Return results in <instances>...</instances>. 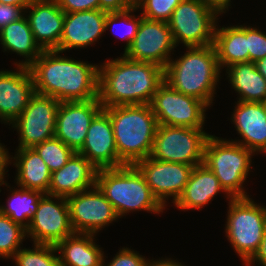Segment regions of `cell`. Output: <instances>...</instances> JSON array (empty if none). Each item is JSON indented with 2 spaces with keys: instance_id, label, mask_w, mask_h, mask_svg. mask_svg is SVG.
I'll return each mask as SVG.
<instances>
[{
  "instance_id": "obj_1",
  "label": "cell",
  "mask_w": 266,
  "mask_h": 266,
  "mask_svg": "<svg viewBox=\"0 0 266 266\" xmlns=\"http://www.w3.org/2000/svg\"><path fill=\"white\" fill-rule=\"evenodd\" d=\"M44 50L28 67L36 93L59 102L98 99L99 66Z\"/></svg>"
},
{
  "instance_id": "obj_2",
  "label": "cell",
  "mask_w": 266,
  "mask_h": 266,
  "mask_svg": "<svg viewBox=\"0 0 266 266\" xmlns=\"http://www.w3.org/2000/svg\"><path fill=\"white\" fill-rule=\"evenodd\" d=\"M164 82V68L126 56L99 67L98 100L103 107L150 104Z\"/></svg>"
},
{
  "instance_id": "obj_3",
  "label": "cell",
  "mask_w": 266,
  "mask_h": 266,
  "mask_svg": "<svg viewBox=\"0 0 266 266\" xmlns=\"http://www.w3.org/2000/svg\"><path fill=\"white\" fill-rule=\"evenodd\" d=\"M220 67L212 45L186 47L179 59H170L164 69V81L173 89L202 100L209 107L214 101Z\"/></svg>"
},
{
  "instance_id": "obj_4",
  "label": "cell",
  "mask_w": 266,
  "mask_h": 266,
  "mask_svg": "<svg viewBox=\"0 0 266 266\" xmlns=\"http://www.w3.org/2000/svg\"><path fill=\"white\" fill-rule=\"evenodd\" d=\"M109 115L119 160L134 165L151 155L156 129V116L149 104L103 107Z\"/></svg>"
},
{
  "instance_id": "obj_5",
  "label": "cell",
  "mask_w": 266,
  "mask_h": 266,
  "mask_svg": "<svg viewBox=\"0 0 266 266\" xmlns=\"http://www.w3.org/2000/svg\"><path fill=\"white\" fill-rule=\"evenodd\" d=\"M96 186L112 204L119 218L133 211L163 213L164 208L134 165L100 169Z\"/></svg>"
},
{
  "instance_id": "obj_6",
  "label": "cell",
  "mask_w": 266,
  "mask_h": 266,
  "mask_svg": "<svg viewBox=\"0 0 266 266\" xmlns=\"http://www.w3.org/2000/svg\"><path fill=\"white\" fill-rule=\"evenodd\" d=\"M254 155L238 143L211 135L205 145L203 164L232 198L249 197L243 184L252 169Z\"/></svg>"
},
{
  "instance_id": "obj_7",
  "label": "cell",
  "mask_w": 266,
  "mask_h": 266,
  "mask_svg": "<svg viewBox=\"0 0 266 266\" xmlns=\"http://www.w3.org/2000/svg\"><path fill=\"white\" fill-rule=\"evenodd\" d=\"M226 238L246 265L259 250L266 230V207L249 197L229 199Z\"/></svg>"
},
{
  "instance_id": "obj_8",
  "label": "cell",
  "mask_w": 266,
  "mask_h": 266,
  "mask_svg": "<svg viewBox=\"0 0 266 266\" xmlns=\"http://www.w3.org/2000/svg\"><path fill=\"white\" fill-rule=\"evenodd\" d=\"M220 13L205 0H183L167 22L176 46L201 47L214 43Z\"/></svg>"
},
{
  "instance_id": "obj_9",
  "label": "cell",
  "mask_w": 266,
  "mask_h": 266,
  "mask_svg": "<svg viewBox=\"0 0 266 266\" xmlns=\"http://www.w3.org/2000/svg\"><path fill=\"white\" fill-rule=\"evenodd\" d=\"M203 129L158 124L150 156L191 166L202 164L205 145L211 136Z\"/></svg>"
},
{
  "instance_id": "obj_10",
  "label": "cell",
  "mask_w": 266,
  "mask_h": 266,
  "mask_svg": "<svg viewBox=\"0 0 266 266\" xmlns=\"http://www.w3.org/2000/svg\"><path fill=\"white\" fill-rule=\"evenodd\" d=\"M152 113L159 125L203 128L209 106L202 100L173 89L165 81L150 102Z\"/></svg>"
},
{
  "instance_id": "obj_11",
  "label": "cell",
  "mask_w": 266,
  "mask_h": 266,
  "mask_svg": "<svg viewBox=\"0 0 266 266\" xmlns=\"http://www.w3.org/2000/svg\"><path fill=\"white\" fill-rule=\"evenodd\" d=\"M60 102L34 93L20 116L12 123L19 136L17 149L33 148L55 137V125Z\"/></svg>"
},
{
  "instance_id": "obj_12",
  "label": "cell",
  "mask_w": 266,
  "mask_h": 266,
  "mask_svg": "<svg viewBox=\"0 0 266 266\" xmlns=\"http://www.w3.org/2000/svg\"><path fill=\"white\" fill-rule=\"evenodd\" d=\"M26 233L33 244L50 245H56L74 234L67 198L45 194L39 201L38 209Z\"/></svg>"
},
{
  "instance_id": "obj_13",
  "label": "cell",
  "mask_w": 266,
  "mask_h": 266,
  "mask_svg": "<svg viewBox=\"0 0 266 266\" xmlns=\"http://www.w3.org/2000/svg\"><path fill=\"white\" fill-rule=\"evenodd\" d=\"M70 221L75 233L96 235L119 220L112 204L97 186L67 197Z\"/></svg>"
},
{
  "instance_id": "obj_14",
  "label": "cell",
  "mask_w": 266,
  "mask_h": 266,
  "mask_svg": "<svg viewBox=\"0 0 266 266\" xmlns=\"http://www.w3.org/2000/svg\"><path fill=\"white\" fill-rule=\"evenodd\" d=\"M134 166L143 175L154 197L165 208L166 199L174 204L189 181L194 166L159 161L151 156L137 161Z\"/></svg>"
},
{
  "instance_id": "obj_15",
  "label": "cell",
  "mask_w": 266,
  "mask_h": 266,
  "mask_svg": "<svg viewBox=\"0 0 266 266\" xmlns=\"http://www.w3.org/2000/svg\"><path fill=\"white\" fill-rule=\"evenodd\" d=\"M176 47L167 22L142 18L131 46L122 55L135 61L157 64L165 69Z\"/></svg>"
},
{
  "instance_id": "obj_16",
  "label": "cell",
  "mask_w": 266,
  "mask_h": 266,
  "mask_svg": "<svg viewBox=\"0 0 266 266\" xmlns=\"http://www.w3.org/2000/svg\"><path fill=\"white\" fill-rule=\"evenodd\" d=\"M103 109L98 99L60 102L55 125V137L78 153L94 117Z\"/></svg>"
},
{
  "instance_id": "obj_17",
  "label": "cell",
  "mask_w": 266,
  "mask_h": 266,
  "mask_svg": "<svg viewBox=\"0 0 266 266\" xmlns=\"http://www.w3.org/2000/svg\"><path fill=\"white\" fill-rule=\"evenodd\" d=\"M97 170L124 166L119 160L109 115L102 109L91 121L81 150Z\"/></svg>"
},
{
  "instance_id": "obj_18",
  "label": "cell",
  "mask_w": 266,
  "mask_h": 266,
  "mask_svg": "<svg viewBox=\"0 0 266 266\" xmlns=\"http://www.w3.org/2000/svg\"><path fill=\"white\" fill-rule=\"evenodd\" d=\"M17 71H0V121L12 124L35 93L31 72L17 65Z\"/></svg>"
},
{
  "instance_id": "obj_19",
  "label": "cell",
  "mask_w": 266,
  "mask_h": 266,
  "mask_svg": "<svg viewBox=\"0 0 266 266\" xmlns=\"http://www.w3.org/2000/svg\"><path fill=\"white\" fill-rule=\"evenodd\" d=\"M106 14L100 9L65 13L62 36L55 50L62 54L95 43L106 32Z\"/></svg>"
},
{
  "instance_id": "obj_20",
  "label": "cell",
  "mask_w": 266,
  "mask_h": 266,
  "mask_svg": "<svg viewBox=\"0 0 266 266\" xmlns=\"http://www.w3.org/2000/svg\"><path fill=\"white\" fill-rule=\"evenodd\" d=\"M27 12L25 16L35 41L43 50H55L60 43L65 17L57 0H32L24 13Z\"/></svg>"
},
{
  "instance_id": "obj_21",
  "label": "cell",
  "mask_w": 266,
  "mask_h": 266,
  "mask_svg": "<svg viewBox=\"0 0 266 266\" xmlns=\"http://www.w3.org/2000/svg\"><path fill=\"white\" fill-rule=\"evenodd\" d=\"M230 118L242 140H232L254 154L266 153V107L261 102L237 101Z\"/></svg>"
},
{
  "instance_id": "obj_22",
  "label": "cell",
  "mask_w": 266,
  "mask_h": 266,
  "mask_svg": "<svg viewBox=\"0 0 266 266\" xmlns=\"http://www.w3.org/2000/svg\"><path fill=\"white\" fill-rule=\"evenodd\" d=\"M97 172L83 155L74 153L61 169L52 172L48 195L67 198L93 188Z\"/></svg>"
},
{
  "instance_id": "obj_23",
  "label": "cell",
  "mask_w": 266,
  "mask_h": 266,
  "mask_svg": "<svg viewBox=\"0 0 266 266\" xmlns=\"http://www.w3.org/2000/svg\"><path fill=\"white\" fill-rule=\"evenodd\" d=\"M220 191L227 194V199L232 198L220 185L216 175L202 163L194 166L189 181L174 205L179 210H200Z\"/></svg>"
},
{
  "instance_id": "obj_24",
  "label": "cell",
  "mask_w": 266,
  "mask_h": 266,
  "mask_svg": "<svg viewBox=\"0 0 266 266\" xmlns=\"http://www.w3.org/2000/svg\"><path fill=\"white\" fill-rule=\"evenodd\" d=\"M94 234L74 233L55 245L60 266H102L105 255Z\"/></svg>"
},
{
  "instance_id": "obj_25",
  "label": "cell",
  "mask_w": 266,
  "mask_h": 266,
  "mask_svg": "<svg viewBox=\"0 0 266 266\" xmlns=\"http://www.w3.org/2000/svg\"><path fill=\"white\" fill-rule=\"evenodd\" d=\"M16 150L14 157L10 158L8 153V165L13 160V165L17 168L15 182L18 188L39 190L48 194L52 172L46 163L33 148Z\"/></svg>"
},
{
  "instance_id": "obj_26",
  "label": "cell",
  "mask_w": 266,
  "mask_h": 266,
  "mask_svg": "<svg viewBox=\"0 0 266 266\" xmlns=\"http://www.w3.org/2000/svg\"><path fill=\"white\" fill-rule=\"evenodd\" d=\"M0 42L3 52L8 50L25 59L14 63L16 66L29 67L44 51L35 41L26 16L2 28Z\"/></svg>"
},
{
  "instance_id": "obj_27",
  "label": "cell",
  "mask_w": 266,
  "mask_h": 266,
  "mask_svg": "<svg viewBox=\"0 0 266 266\" xmlns=\"http://www.w3.org/2000/svg\"><path fill=\"white\" fill-rule=\"evenodd\" d=\"M213 46L221 71L236 63L249 62L246 25L216 26Z\"/></svg>"
},
{
  "instance_id": "obj_28",
  "label": "cell",
  "mask_w": 266,
  "mask_h": 266,
  "mask_svg": "<svg viewBox=\"0 0 266 266\" xmlns=\"http://www.w3.org/2000/svg\"><path fill=\"white\" fill-rule=\"evenodd\" d=\"M226 69L232 88L241 102H266V79L257 71L255 63L242 62Z\"/></svg>"
},
{
  "instance_id": "obj_29",
  "label": "cell",
  "mask_w": 266,
  "mask_h": 266,
  "mask_svg": "<svg viewBox=\"0 0 266 266\" xmlns=\"http://www.w3.org/2000/svg\"><path fill=\"white\" fill-rule=\"evenodd\" d=\"M10 192L12 193L8 196L7 205H0V212L27 229L38 209L40 199L45 194L39 190L22 187L13 190L10 188Z\"/></svg>"
},
{
  "instance_id": "obj_30",
  "label": "cell",
  "mask_w": 266,
  "mask_h": 266,
  "mask_svg": "<svg viewBox=\"0 0 266 266\" xmlns=\"http://www.w3.org/2000/svg\"><path fill=\"white\" fill-rule=\"evenodd\" d=\"M26 235V228L0 212V258H13Z\"/></svg>"
},
{
  "instance_id": "obj_31",
  "label": "cell",
  "mask_w": 266,
  "mask_h": 266,
  "mask_svg": "<svg viewBox=\"0 0 266 266\" xmlns=\"http://www.w3.org/2000/svg\"><path fill=\"white\" fill-rule=\"evenodd\" d=\"M22 248L12 258L16 266H60L55 245L34 244L33 249Z\"/></svg>"
},
{
  "instance_id": "obj_32",
  "label": "cell",
  "mask_w": 266,
  "mask_h": 266,
  "mask_svg": "<svg viewBox=\"0 0 266 266\" xmlns=\"http://www.w3.org/2000/svg\"><path fill=\"white\" fill-rule=\"evenodd\" d=\"M33 149L46 163L51 172L61 169L75 153L56 137L45 140L34 146Z\"/></svg>"
},
{
  "instance_id": "obj_33",
  "label": "cell",
  "mask_w": 266,
  "mask_h": 266,
  "mask_svg": "<svg viewBox=\"0 0 266 266\" xmlns=\"http://www.w3.org/2000/svg\"><path fill=\"white\" fill-rule=\"evenodd\" d=\"M136 10H138V8L135 6L122 12H113L106 14L105 30H108L109 27L113 28L115 23L117 24V22H119L120 20V22H124L126 24L125 26H127V28H125V32H122L123 34L120 37L121 39H125L127 41L124 52L131 46V43L133 42L134 37L138 32L141 19L143 18L142 15H140L138 18L136 15L132 14V12L134 13L136 12Z\"/></svg>"
},
{
  "instance_id": "obj_34",
  "label": "cell",
  "mask_w": 266,
  "mask_h": 266,
  "mask_svg": "<svg viewBox=\"0 0 266 266\" xmlns=\"http://www.w3.org/2000/svg\"><path fill=\"white\" fill-rule=\"evenodd\" d=\"M183 0H139L136 3L138 9H142V17L151 21L168 22L173 10Z\"/></svg>"
},
{
  "instance_id": "obj_35",
  "label": "cell",
  "mask_w": 266,
  "mask_h": 266,
  "mask_svg": "<svg viewBox=\"0 0 266 266\" xmlns=\"http://www.w3.org/2000/svg\"><path fill=\"white\" fill-rule=\"evenodd\" d=\"M246 38L248 39L249 61L257 62L266 57V33L256 27L246 26Z\"/></svg>"
},
{
  "instance_id": "obj_36",
  "label": "cell",
  "mask_w": 266,
  "mask_h": 266,
  "mask_svg": "<svg viewBox=\"0 0 266 266\" xmlns=\"http://www.w3.org/2000/svg\"><path fill=\"white\" fill-rule=\"evenodd\" d=\"M146 262L145 256L143 257L138 252L123 247L107 266H145ZM104 266L106 265L104 264Z\"/></svg>"
},
{
  "instance_id": "obj_37",
  "label": "cell",
  "mask_w": 266,
  "mask_h": 266,
  "mask_svg": "<svg viewBox=\"0 0 266 266\" xmlns=\"http://www.w3.org/2000/svg\"><path fill=\"white\" fill-rule=\"evenodd\" d=\"M65 13L99 9V0H57Z\"/></svg>"
},
{
  "instance_id": "obj_38",
  "label": "cell",
  "mask_w": 266,
  "mask_h": 266,
  "mask_svg": "<svg viewBox=\"0 0 266 266\" xmlns=\"http://www.w3.org/2000/svg\"><path fill=\"white\" fill-rule=\"evenodd\" d=\"M25 10L20 6L0 3V30L11 22H15L24 16Z\"/></svg>"
},
{
  "instance_id": "obj_39",
  "label": "cell",
  "mask_w": 266,
  "mask_h": 266,
  "mask_svg": "<svg viewBox=\"0 0 266 266\" xmlns=\"http://www.w3.org/2000/svg\"><path fill=\"white\" fill-rule=\"evenodd\" d=\"M135 6L134 0H99V9L107 13L122 12Z\"/></svg>"
},
{
  "instance_id": "obj_40",
  "label": "cell",
  "mask_w": 266,
  "mask_h": 266,
  "mask_svg": "<svg viewBox=\"0 0 266 266\" xmlns=\"http://www.w3.org/2000/svg\"><path fill=\"white\" fill-rule=\"evenodd\" d=\"M255 262H256V264L258 262V264L261 266H266V230L264 232V236H263V239L261 241L259 250L254 255V257L245 266L254 265Z\"/></svg>"
},
{
  "instance_id": "obj_41",
  "label": "cell",
  "mask_w": 266,
  "mask_h": 266,
  "mask_svg": "<svg viewBox=\"0 0 266 266\" xmlns=\"http://www.w3.org/2000/svg\"><path fill=\"white\" fill-rule=\"evenodd\" d=\"M8 149L0 143V180L6 176V168L8 166Z\"/></svg>"
},
{
  "instance_id": "obj_42",
  "label": "cell",
  "mask_w": 266,
  "mask_h": 266,
  "mask_svg": "<svg viewBox=\"0 0 266 266\" xmlns=\"http://www.w3.org/2000/svg\"><path fill=\"white\" fill-rule=\"evenodd\" d=\"M151 261V262H150ZM145 266H186L183 265L181 262H177L176 260H172L171 258H162L159 260H148L147 258V262Z\"/></svg>"
},
{
  "instance_id": "obj_43",
  "label": "cell",
  "mask_w": 266,
  "mask_h": 266,
  "mask_svg": "<svg viewBox=\"0 0 266 266\" xmlns=\"http://www.w3.org/2000/svg\"><path fill=\"white\" fill-rule=\"evenodd\" d=\"M211 7L217 10L220 14L225 13L231 5V0H205Z\"/></svg>"
},
{
  "instance_id": "obj_44",
  "label": "cell",
  "mask_w": 266,
  "mask_h": 266,
  "mask_svg": "<svg viewBox=\"0 0 266 266\" xmlns=\"http://www.w3.org/2000/svg\"><path fill=\"white\" fill-rule=\"evenodd\" d=\"M32 0H0V3L13 5V6H20L24 10L26 7L31 3Z\"/></svg>"
},
{
  "instance_id": "obj_45",
  "label": "cell",
  "mask_w": 266,
  "mask_h": 266,
  "mask_svg": "<svg viewBox=\"0 0 266 266\" xmlns=\"http://www.w3.org/2000/svg\"><path fill=\"white\" fill-rule=\"evenodd\" d=\"M257 71L266 79V57L255 62Z\"/></svg>"
},
{
  "instance_id": "obj_46",
  "label": "cell",
  "mask_w": 266,
  "mask_h": 266,
  "mask_svg": "<svg viewBox=\"0 0 266 266\" xmlns=\"http://www.w3.org/2000/svg\"><path fill=\"white\" fill-rule=\"evenodd\" d=\"M4 179H5V178H3V179L0 180V186H2V185H6V186H8V188H10V186L8 185V183H6V182L4 181Z\"/></svg>"
}]
</instances>
